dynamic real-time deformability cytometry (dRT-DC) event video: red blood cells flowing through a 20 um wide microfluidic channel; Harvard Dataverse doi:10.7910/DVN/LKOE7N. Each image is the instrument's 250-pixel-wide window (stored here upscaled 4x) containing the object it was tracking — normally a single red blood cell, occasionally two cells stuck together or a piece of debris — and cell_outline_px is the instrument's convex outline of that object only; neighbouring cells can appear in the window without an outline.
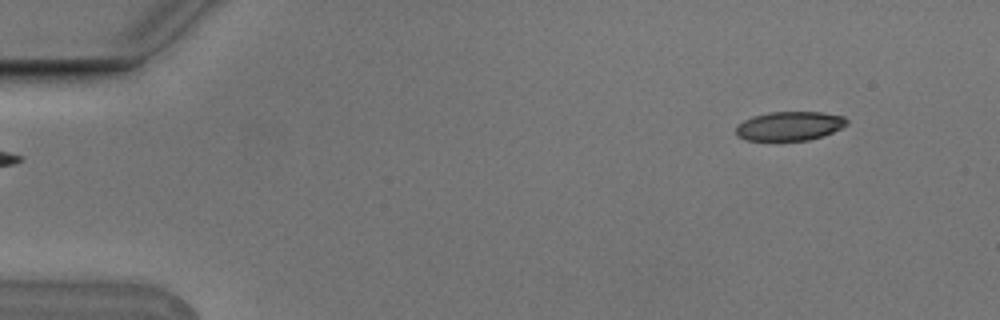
{"species": "Egyptian fruit bat (a non-hibernating species)", "species_latin": "Rousettus aegyptiacus", "temperature_condition": "cold", "stored_images_in_passage": 4, "camera_frame_rate_fps": 3000, "um_per_image_px": 0.085, "animal": {"sex": "male"}, "frame": {"image": 1, "passage_image": 1, "time_ms": 0.0, "image_size_px": [1000, 320], "cell_outline_px": [[848, 124], [824, 136], [808, 140], [744, 140], [736, 136], [736, 124], [752, 116], [768, 112], [824, 112], [844, 116], [848, 120]], "centroid_in_image_um": [67.1, 10.7], "position_along_channel_um": 17.9, "area_um2": 18.96}}
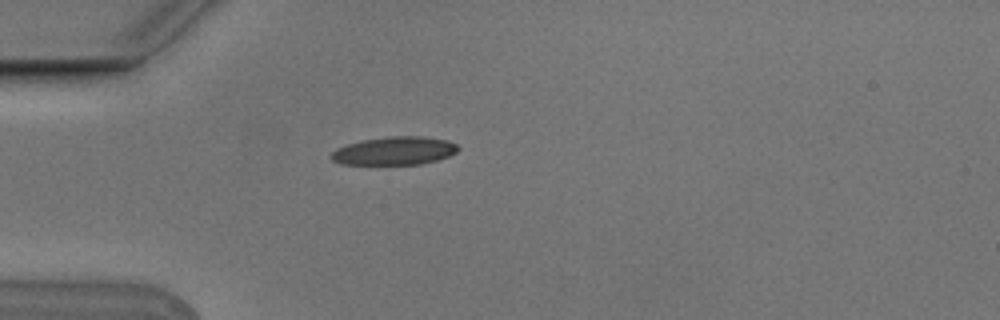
{"frame": {"image": 2, "passage_image": 4, "time_ms": 1.0, "image_size_px": [1000, 320], "cell_outline_px": [[460, 148], [456, 152], [448, 156], [436, 160], [420, 164], [340, 164], [332, 160], [328, 156], [336, 148], [348, 144], [364, 140], [388, 136], [420, 136], [448, 140], [456, 144]], "centroid_in_image_um": [33.51, 12.82], "position_along_channel_um": 51.5, "area_um2": 20.81}}